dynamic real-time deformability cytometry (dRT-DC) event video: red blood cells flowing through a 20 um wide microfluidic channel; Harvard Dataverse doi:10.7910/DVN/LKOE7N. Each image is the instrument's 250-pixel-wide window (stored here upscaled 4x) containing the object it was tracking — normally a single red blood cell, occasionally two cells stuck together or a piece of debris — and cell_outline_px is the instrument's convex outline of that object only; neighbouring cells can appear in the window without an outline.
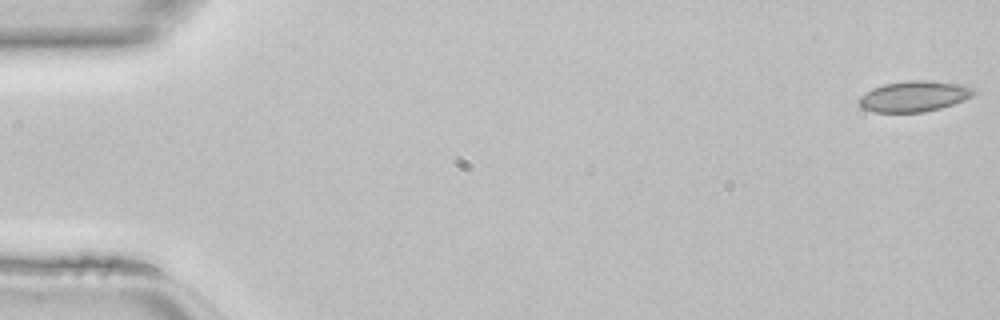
{"species": "common noctule bat (a hibernating species)", "species_latin": "Nyctalus noctula", "temperature_condition": "room temperature", "stored_images_in_passage": 46, "camera_frame_rate_fps": 3000, "um_per_image_px": 0.085, "animal": {"sex": "female", "body_mass_g": 22.7, "forearm_length_mm": 54.2}, "frame": {"image": 1, "passage_image": 1, "time_ms": 0.0, "image_size_px": [1000, 320], "cell_outline_px": [[980, 92], [964, 100], [940, 108], [924, 112], [872, 112], [860, 108], [856, 100], [860, 96], [872, 88], [884, 84], [908, 80], [924, 80], [960, 84], [972, 88]], "centroid_in_image_um": [77.66, 8.19], "position_along_channel_um": 7.3, "area_um2": 20.75}}
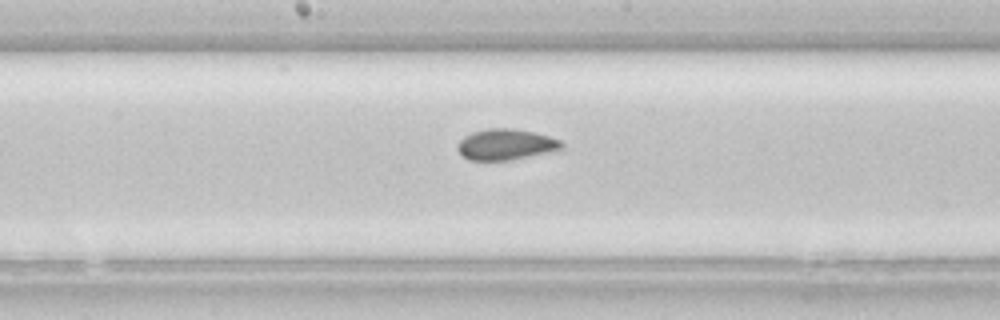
{"frame": {"image": 2, "passage_image": 24, "time_ms": 7.667, "image_size_px": [1000, 320], "cell_outline_px": [[564, 148], [548, 152], [508, 160], [468, 160], [456, 148], [456, 144], [464, 136], [472, 132], [488, 128], [512, 128], [536, 132], [560, 140], [564, 144]], "centroid_in_image_um": [42.98, 12.26], "position_along_channel_um": 205.2, "area_um2": 18.73}}
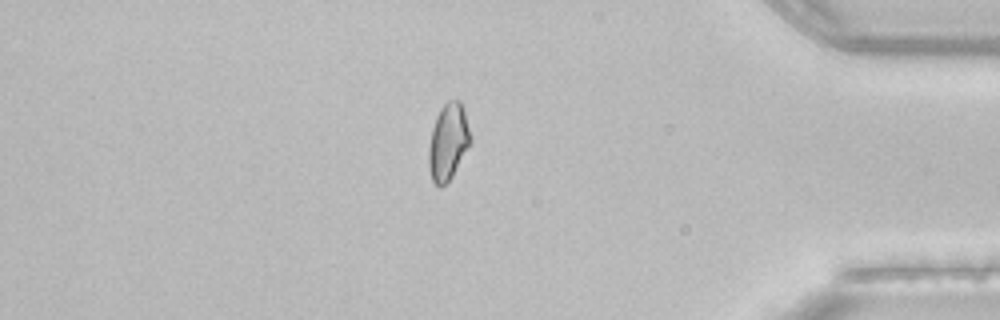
{"frame": {"image": 3, "passage_image": 39, "time_ms": 12.667, "image_size_px": [1000, 320], "cell_outline_px": [[472, 140], [452, 176], [440, 188], [432, 180], [428, 164], [428, 148], [432, 128], [436, 116], [440, 108], [448, 100], [460, 100], [464, 108], [472, 136]], "centroid_in_image_um": [38.1, 12.02], "position_along_channel_um": 397.1, "area_um2": 18.73}}